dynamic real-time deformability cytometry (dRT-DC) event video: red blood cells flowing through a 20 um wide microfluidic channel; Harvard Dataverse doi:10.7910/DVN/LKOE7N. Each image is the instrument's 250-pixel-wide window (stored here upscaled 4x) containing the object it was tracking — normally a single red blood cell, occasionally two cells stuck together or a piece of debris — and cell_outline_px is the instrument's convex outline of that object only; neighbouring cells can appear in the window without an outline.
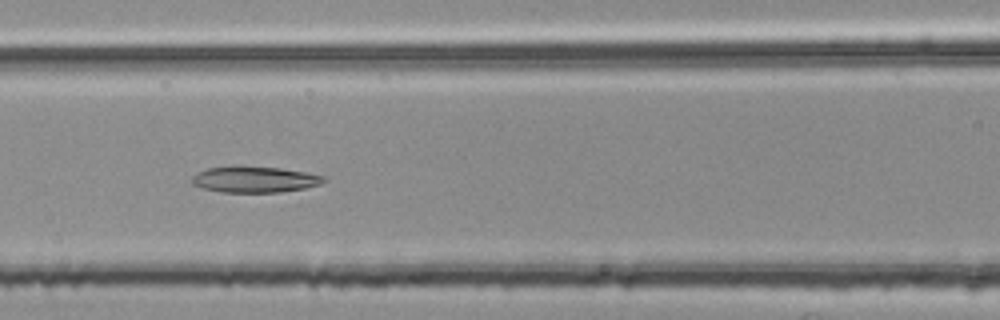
{"species": "common noctule bat (a hibernating species)", "species_latin": "Nyctalus noctula", "temperature_condition": "room temperature", "stored_images_in_passage": 35, "camera_frame_rate_fps": 3000, "um_per_image_px": 0.085, "animal": {"sex": "female", "body_mass_g": 25.1}, "frame": {"image": 1, "passage_image": 13, "time_ms": 4.0, "image_size_px": [1000, 320], "cell_outline_px": [[328, 180], [320, 184], [304, 188], [280, 192], [220, 192], [204, 188], [192, 184], [192, 176], [196, 172], [208, 168], [236, 164], [280, 168], [328, 176]], "centroid_in_image_um": [21.64, 15.22], "position_along_channel_um": 145.0, "area_um2": 20.52}}
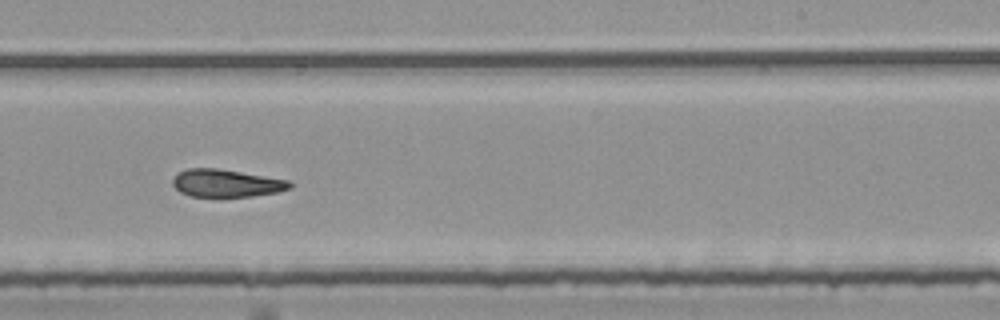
{"frame": {"image": 2, "passage_image": 23, "time_ms": 7.333, "image_size_px": [1000, 320], "cell_outline_px": [[292, 188], [276, 192], [252, 196], [192, 196], [180, 192], [172, 184], [172, 180], [176, 172], [188, 168], [216, 168], [288, 180], [292, 184]], "centroid_in_image_um": [19.19, 15.56], "position_along_channel_um": 269.8, "area_um2": 18.67}}
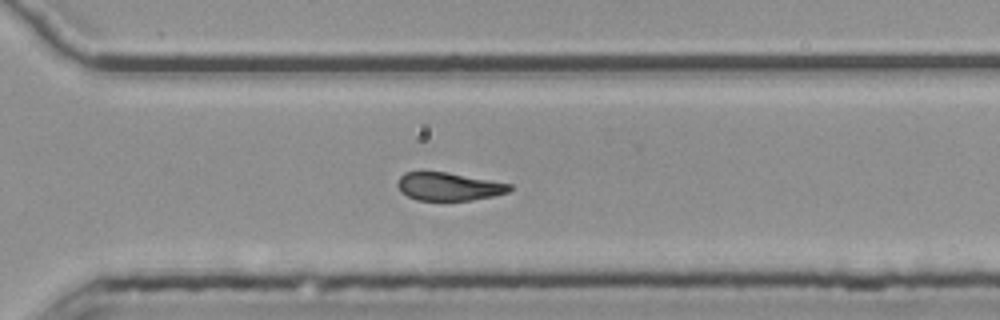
{"frame": {"image": 3, "passage_image": 28, "time_ms": 9.0, "image_size_px": [1000, 320], "cell_outline_px": [[512, 188], [508, 192], [492, 196], [472, 200], [416, 200], [400, 192], [396, 184], [400, 176], [404, 172], [448, 172], [512, 184]], "centroid_in_image_um": [38.12, 15.85], "position_along_channel_um": 332.5, "area_um2": 18.32}, "authors_computed_cell_mechanics": {"area_um2": 19.5942, "velocity_mm_per_s": 3.7598, "shape_relaxation_time_tau1_ms": null, "shape_relaxation_time_tau2_ms": 7.0512, "deformation_change_tau1": null, "deformation_change_tau2": 0.1764}}